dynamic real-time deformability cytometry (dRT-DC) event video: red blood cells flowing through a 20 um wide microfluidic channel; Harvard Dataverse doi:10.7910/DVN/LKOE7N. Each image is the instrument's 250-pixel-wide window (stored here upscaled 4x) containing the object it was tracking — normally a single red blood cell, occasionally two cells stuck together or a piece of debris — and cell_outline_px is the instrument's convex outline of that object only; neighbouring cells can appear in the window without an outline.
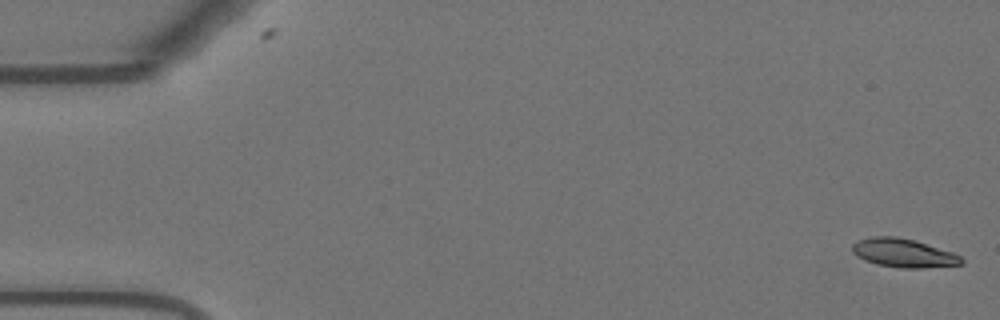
{"species": "Egyptian fruit bat (a non-hibernating species)", "species_latin": "Rousettus aegyptiacus", "temperature_condition": "warm", "stored_images_in_passage": 54, "camera_frame_rate_fps": 3000, "um_per_image_px": 0.085, "animal": {"sex": "female"}, "frame": {"image": 1, "passage_image": 1, "time_ms": 0.0, "image_size_px": [1000, 320], "cell_outline_px": [[964, 264], [920, 268], [900, 268], [876, 264], [864, 260], [856, 256], [852, 252], [852, 244], [856, 240], [872, 236], [896, 236], [912, 240], [952, 252], [960, 256], [964, 260]], "centroid_in_image_um": [76.75, 21.51], "position_along_channel_um": 8.3, "area_um2": 18.21}}
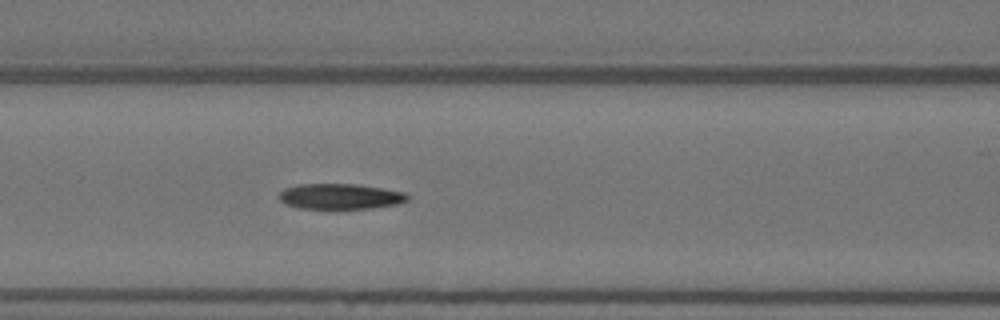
{"frame": {"image": 2, "passage_image": 23, "time_ms": 7.333, "image_size_px": [1000, 320], "cell_outline_px": [[408, 200], [400, 204], [372, 208], [300, 208], [288, 204], [280, 200], [280, 192], [284, 188], [300, 184], [356, 184], [384, 188], [404, 192], [408, 196]], "centroid_in_image_um": [28.97, 16.69], "position_along_channel_um": 137.6, "area_um2": 18.96}}
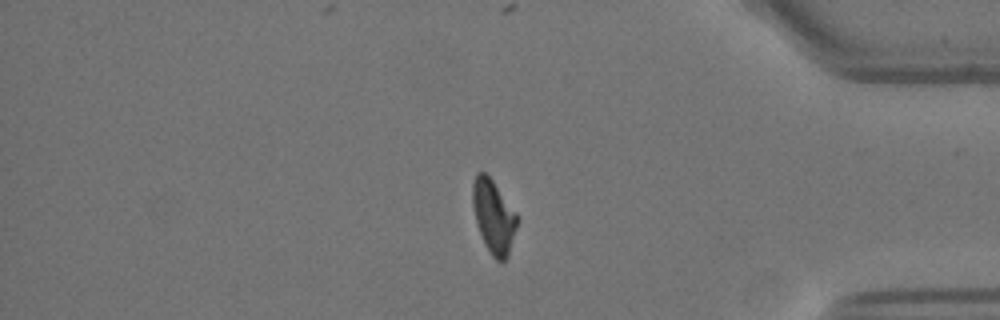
{"frame": {"image": 3, "passage_image": 46, "time_ms": 15.0, "image_size_px": [1000, 320], "cell_outline_px": [[520, 220], [508, 256], [500, 264], [492, 256], [484, 244], [476, 224], [472, 204], [472, 184], [476, 172], [484, 172], [492, 180], [516, 212]], "centroid_in_image_um": [41.96, 18.43], "position_along_channel_um": 393.2, "area_um2": 19.36}, "authors_computed_cell_mechanics": {"area_um2": 19.1607, "velocity_mm_per_s": 3.6853, "shape_relaxation_time_tau1_ms": 8.9339, "shape_relaxation_time_tau2_ms": 6.1948, "deformation_change_tau1": 0.2543, "deformation_change_tau2": 0.1283}}